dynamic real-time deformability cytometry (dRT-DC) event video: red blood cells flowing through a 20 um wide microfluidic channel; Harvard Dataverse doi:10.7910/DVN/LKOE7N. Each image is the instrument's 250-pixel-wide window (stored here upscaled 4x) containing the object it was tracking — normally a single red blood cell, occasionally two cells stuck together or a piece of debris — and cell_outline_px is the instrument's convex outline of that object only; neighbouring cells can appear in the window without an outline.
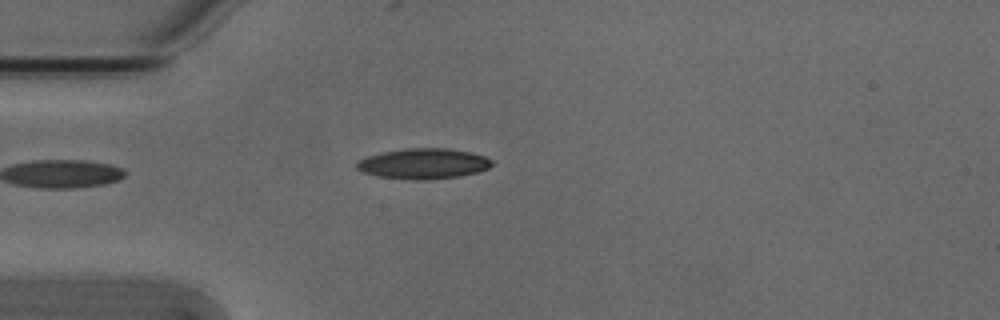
{"species": "Egyptian fruit bat (a non-hibernating species)", "species_latin": "Rousettus aegyptiacus", "temperature_condition": "cold", "stored_images_in_passage": 4, "camera_frame_rate_fps": 3000, "um_per_image_px": 0.085, "animal": {"sex": "male"}, "frame": {"image": 1, "passage_image": 4, "time_ms": 1.0, "image_size_px": [1000, 320], "cell_outline_px": [[492, 164], [488, 168], [480, 172], [460, 176], [428, 180], [412, 180], [380, 176], [364, 172], [356, 168], [356, 164], [360, 160], [368, 156], [384, 152], [404, 148], [448, 148], [472, 152], [484, 156], [492, 160]], "centroid_in_image_um": [36.04, 13.91], "position_along_channel_um": 49.0, "area_um2": 23.99}}